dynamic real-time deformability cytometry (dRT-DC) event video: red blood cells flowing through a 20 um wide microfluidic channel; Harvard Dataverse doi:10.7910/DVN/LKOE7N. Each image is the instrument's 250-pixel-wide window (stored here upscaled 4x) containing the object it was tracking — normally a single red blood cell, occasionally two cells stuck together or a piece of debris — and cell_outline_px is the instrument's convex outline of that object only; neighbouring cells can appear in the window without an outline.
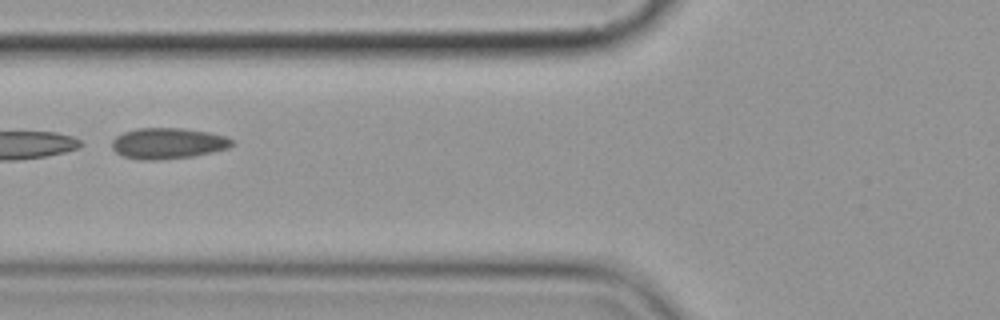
{"species": "common noctule bat (a hibernating species)", "species_latin": "Nyctalus noctula", "temperature_condition": "cold", "stored_images_in_passage": 10, "camera_frame_rate_fps": 3000, "um_per_image_px": 0.085, "animal": {"sex": "female", "body_mass_g": 19.9}, "frame": {"image": 1, "passage_image": 7, "time_ms": 7.0, "image_size_px": [1000, 320], "cell_outline_px": [[236, 144], [228, 148], [212, 152], [192, 156], [160, 160], [140, 160], [124, 156], [116, 152], [112, 148], [112, 140], [116, 136], [124, 132], [136, 128], [180, 128], [208, 132], [224, 136], [232, 140]], "centroid_in_image_um": [14.26, 12.19], "position_along_channel_um": 111.5, "area_um2": 21.62}}
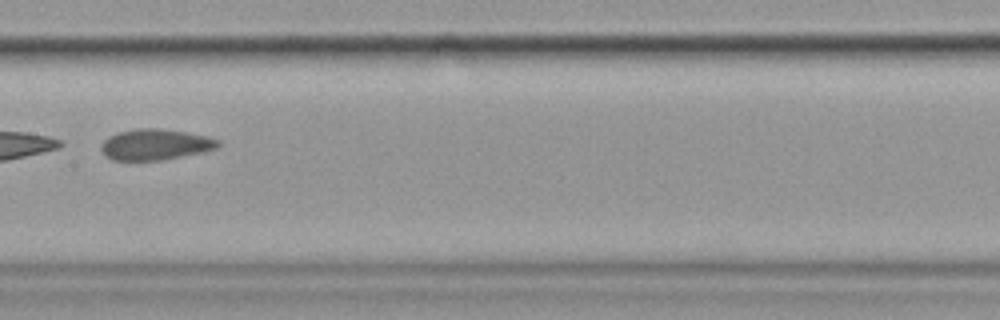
{"frame": {"image": 2, "passage_image": 9, "time_ms": 9.333, "image_size_px": [1000, 320], "cell_outline_px": [[220, 144], [216, 148], [204, 152], [160, 160], [112, 160], [104, 156], [100, 148], [100, 144], [108, 136], [116, 132], [136, 128], [160, 128], [208, 136], [220, 140]], "centroid_in_image_um": [13.16, 12.28], "position_along_channel_um": 194.2, "area_um2": 21.27}}
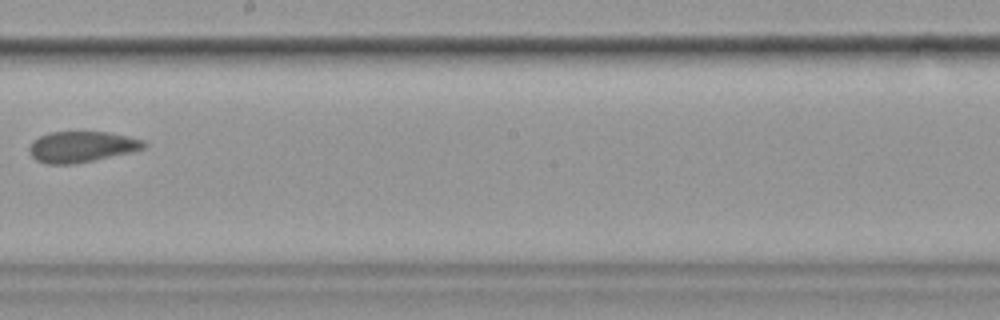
{"frame": {"image": 3, "passage_image": 10, "time_ms": 10.667, "image_size_px": [1000, 320], "cell_outline_px": [[148, 144], [144, 148], [132, 152], [76, 164], [48, 164], [36, 160], [28, 152], [28, 148], [32, 140], [48, 132], [108, 132], [128, 136], [144, 140]], "centroid_in_image_um": [6.93, 12.48], "position_along_channel_um": 241.3, "area_um2": 20.87}}